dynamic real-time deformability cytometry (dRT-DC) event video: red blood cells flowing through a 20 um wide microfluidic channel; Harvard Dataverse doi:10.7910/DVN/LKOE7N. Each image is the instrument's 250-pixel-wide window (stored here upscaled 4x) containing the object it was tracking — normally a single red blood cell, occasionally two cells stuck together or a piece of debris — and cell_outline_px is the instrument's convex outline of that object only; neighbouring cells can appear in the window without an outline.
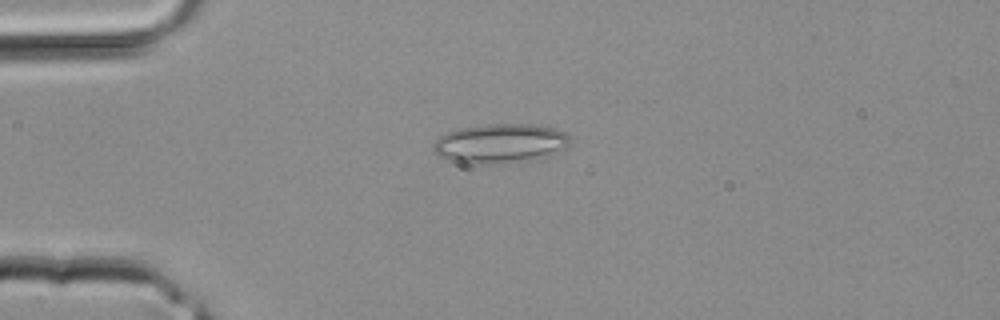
{"species": "common noctule bat (a hibernating species)", "species_latin": "Nyctalus noctula", "temperature_condition": "room temperature", "stored_images_in_passage": 2, "camera_frame_rate_fps": 3000, "um_per_image_px": 0.085, "animal": {"sex": "male", "body_mass_g": 20.4}, "frame": {"image": 1, "passage_image": 1, "time_ms": 0.0, "image_size_px": [1000, 320], "cell_outline_px": [[568, 144], [564, 148], [516, 160], [484, 164], [460, 164], [436, 156], [432, 152], [432, 144], [440, 136], [448, 132], [460, 128], [488, 124], [532, 124], [552, 128], [564, 132], [568, 136]], "centroid_in_image_um": [42.31, 12.17], "position_along_channel_um": 42.7, "area_um2": 30.35}}